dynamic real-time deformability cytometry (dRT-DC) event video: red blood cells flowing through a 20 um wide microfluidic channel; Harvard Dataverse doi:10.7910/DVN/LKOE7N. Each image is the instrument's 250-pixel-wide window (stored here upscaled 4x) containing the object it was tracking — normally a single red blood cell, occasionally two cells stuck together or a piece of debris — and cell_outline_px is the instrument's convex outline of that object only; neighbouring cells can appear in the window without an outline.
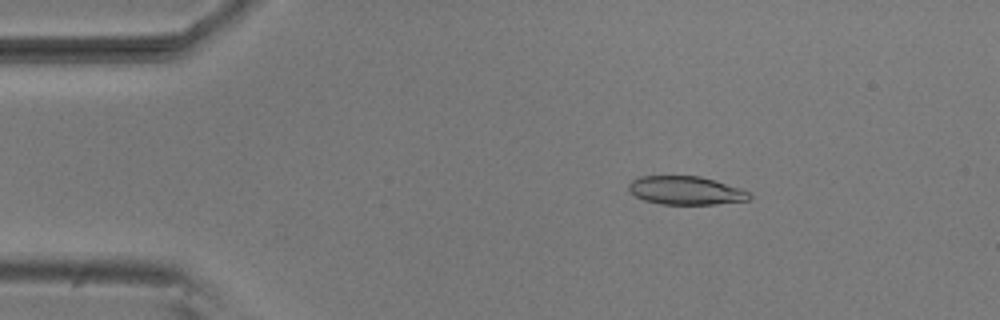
{"species": "common noctule bat (a hibernating species)", "species_latin": "Nyctalus noctula", "temperature_condition": "room temperature", "stored_images_in_passage": 4, "camera_frame_rate_fps": 3000, "um_per_image_px": 0.085, "animal": {"sex": "male", "body_mass_g": 20.5, "forearm_length_mm": 52.5}, "frame": {"image": 1, "passage_image": 3, "time_ms": 0.667, "image_size_px": [1000, 320], "cell_outline_px": [[752, 196], [748, 200], [716, 204], [660, 204], [644, 200], [636, 196], [628, 188], [628, 184], [632, 180], [640, 176], [700, 176], [740, 188], [752, 192]], "centroid_in_image_um": [58.31, 16.19], "position_along_channel_um": 26.7, "area_um2": 19.94}}